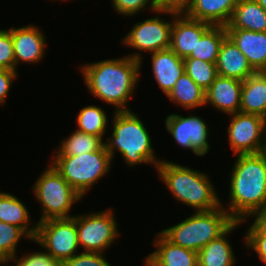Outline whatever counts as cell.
Returning <instances> with one entry per match:
<instances>
[{
  "label": "cell",
  "mask_w": 266,
  "mask_h": 266,
  "mask_svg": "<svg viewBox=\"0 0 266 266\" xmlns=\"http://www.w3.org/2000/svg\"><path fill=\"white\" fill-rule=\"evenodd\" d=\"M114 9L123 16H135L146 7L150 11L155 12L158 10V0H111Z\"/></svg>",
  "instance_id": "31"
},
{
  "label": "cell",
  "mask_w": 266,
  "mask_h": 266,
  "mask_svg": "<svg viewBox=\"0 0 266 266\" xmlns=\"http://www.w3.org/2000/svg\"><path fill=\"white\" fill-rule=\"evenodd\" d=\"M18 76L17 71L9 69H0V104L4 105L6 97L11 89L12 82Z\"/></svg>",
  "instance_id": "37"
},
{
  "label": "cell",
  "mask_w": 266,
  "mask_h": 266,
  "mask_svg": "<svg viewBox=\"0 0 266 266\" xmlns=\"http://www.w3.org/2000/svg\"><path fill=\"white\" fill-rule=\"evenodd\" d=\"M158 15L136 23L127 35L122 39V44L138 50V53L128 55L129 57L140 61L142 64V53H154L159 50L170 48L171 28L173 20L170 22L161 19L159 15L171 14L170 11L156 10ZM140 51V52H139Z\"/></svg>",
  "instance_id": "10"
},
{
  "label": "cell",
  "mask_w": 266,
  "mask_h": 266,
  "mask_svg": "<svg viewBox=\"0 0 266 266\" xmlns=\"http://www.w3.org/2000/svg\"><path fill=\"white\" fill-rule=\"evenodd\" d=\"M166 96L170 101L187 110L205 106V90L198 86L186 72L179 77Z\"/></svg>",
  "instance_id": "25"
},
{
  "label": "cell",
  "mask_w": 266,
  "mask_h": 266,
  "mask_svg": "<svg viewBox=\"0 0 266 266\" xmlns=\"http://www.w3.org/2000/svg\"><path fill=\"white\" fill-rule=\"evenodd\" d=\"M240 112L266 119V71H258L243 81Z\"/></svg>",
  "instance_id": "21"
},
{
  "label": "cell",
  "mask_w": 266,
  "mask_h": 266,
  "mask_svg": "<svg viewBox=\"0 0 266 266\" xmlns=\"http://www.w3.org/2000/svg\"><path fill=\"white\" fill-rule=\"evenodd\" d=\"M183 61L187 75L205 91L218 76L215 63L196 58H184Z\"/></svg>",
  "instance_id": "30"
},
{
  "label": "cell",
  "mask_w": 266,
  "mask_h": 266,
  "mask_svg": "<svg viewBox=\"0 0 266 266\" xmlns=\"http://www.w3.org/2000/svg\"><path fill=\"white\" fill-rule=\"evenodd\" d=\"M112 210L76 215L78 243L83 252L103 254L118 238V224Z\"/></svg>",
  "instance_id": "9"
},
{
  "label": "cell",
  "mask_w": 266,
  "mask_h": 266,
  "mask_svg": "<svg viewBox=\"0 0 266 266\" xmlns=\"http://www.w3.org/2000/svg\"><path fill=\"white\" fill-rule=\"evenodd\" d=\"M242 85L240 80L218 75L205 91V105H212L228 116L240 112Z\"/></svg>",
  "instance_id": "15"
},
{
  "label": "cell",
  "mask_w": 266,
  "mask_h": 266,
  "mask_svg": "<svg viewBox=\"0 0 266 266\" xmlns=\"http://www.w3.org/2000/svg\"><path fill=\"white\" fill-rule=\"evenodd\" d=\"M193 2L194 0H159L158 8L176 14H185Z\"/></svg>",
  "instance_id": "36"
},
{
  "label": "cell",
  "mask_w": 266,
  "mask_h": 266,
  "mask_svg": "<svg viewBox=\"0 0 266 266\" xmlns=\"http://www.w3.org/2000/svg\"><path fill=\"white\" fill-rule=\"evenodd\" d=\"M141 63L129 56L80 66L87 89L94 97L115 106L114 111H129L128 102L139 81Z\"/></svg>",
  "instance_id": "1"
},
{
  "label": "cell",
  "mask_w": 266,
  "mask_h": 266,
  "mask_svg": "<svg viewBox=\"0 0 266 266\" xmlns=\"http://www.w3.org/2000/svg\"><path fill=\"white\" fill-rule=\"evenodd\" d=\"M15 56V71L19 63H38L46 49V37L35 25L10 28Z\"/></svg>",
  "instance_id": "14"
},
{
  "label": "cell",
  "mask_w": 266,
  "mask_h": 266,
  "mask_svg": "<svg viewBox=\"0 0 266 266\" xmlns=\"http://www.w3.org/2000/svg\"><path fill=\"white\" fill-rule=\"evenodd\" d=\"M173 25L171 28L170 49L180 58L189 57L195 51L197 41L212 26L188 17L186 14L171 12Z\"/></svg>",
  "instance_id": "13"
},
{
  "label": "cell",
  "mask_w": 266,
  "mask_h": 266,
  "mask_svg": "<svg viewBox=\"0 0 266 266\" xmlns=\"http://www.w3.org/2000/svg\"><path fill=\"white\" fill-rule=\"evenodd\" d=\"M78 131L87 133L89 135L98 136L103 140L105 131L107 129L108 118L103 110L96 105H89L80 110L77 115Z\"/></svg>",
  "instance_id": "28"
},
{
  "label": "cell",
  "mask_w": 266,
  "mask_h": 266,
  "mask_svg": "<svg viewBox=\"0 0 266 266\" xmlns=\"http://www.w3.org/2000/svg\"><path fill=\"white\" fill-rule=\"evenodd\" d=\"M156 169L175 199L196 209V212L221 206L222 202L206 173L166 160H162Z\"/></svg>",
  "instance_id": "4"
},
{
  "label": "cell",
  "mask_w": 266,
  "mask_h": 266,
  "mask_svg": "<svg viewBox=\"0 0 266 266\" xmlns=\"http://www.w3.org/2000/svg\"><path fill=\"white\" fill-rule=\"evenodd\" d=\"M237 3L238 0H194L185 14L212 26H226Z\"/></svg>",
  "instance_id": "20"
},
{
  "label": "cell",
  "mask_w": 266,
  "mask_h": 266,
  "mask_svg": "<svg viewBox=\"0 0 266 266\" xmlns=\"http://www.w3.org/2000/svg\"><path fill=\"white\" fill-rule=\"evenodd\" d=\"M244 243L246 247L255 251L259 260L266 264V235L264 234H245Z\"/></svg>",
  "instance_id": "35"
},
{
  "label": "cell",
  "mask_w": 266,
  "mask_h": 266,
  "mask_svg": "<svg viewBox=\"0 0 266 266\" xmlns=\"http://www.w3.org/2000/svg\"><path fill=\"white\" fill-rule=\"evenodd\" d=\"M242 224L235 222L219 238L211 240L198 251V266H234L236 257L227 236Z\"/></svg>",
  "instance_id": "23"
},
{
  "label": "cell",
  "mask_w": 266,
  "mask_h": 266,
  "mask_svg": "<svg viewBox=\"0 0 266 266\" xmlns=\"http://www.w3.org/2000/svg\"><path fill=\"white\" fill-rule=\"evenodd\" d=\"M14 266H61L60 263L55 262L49 255L44 251L42 252H31L22 255L21 258H16Z\"/></svg>",
  "instance_id": "34"
},
{
  "label": "cell",
  "mask_w": 266,
  "mask_h": 266,
  "mask_svg": "<svg viewBox=\"0 0 266 266\" xmlns=\"http://www.w3.org/2000/svg\"><path fill=\"white\" fill-rule=\"evenodd\" d=\"M236 221L224 205L210 211H195L190 217L161 233L172 243L198 253L211 240L219 238Z\"/></svg>",
  "instance_id": "5"
},
{
  "label": "cell",
  "mask_w": 266,
  "mask_h": 266,
  "mask_svg": "<svg viewBox=\"0 0 266 266\" xmlns=\"http://www.w3.org/2000/svg\"><path fill=\"white\" fill-rule=\"evenodd\" d=\"M103 145L100 137L75 130L68 138L61 140L54 156H77L97 151Z\"/></svg>",
  "instance_id": "27"
},
{
  "label": "cell",
  "mask_w": 266,
  "mask_h": 266,
  "mask_svg": "<svg viewBox=\"0 0 266 266\" xmlns=\"http://www.w3.org/2000/svg\"><path fill=\"white\" fill-rule=\"evenodd\" d=\"M225 29L266 32V10L256 0H238Z\"/></svg>",
  "instance_id": "22"
},
{
  "label": "cell",
  "mask_w": 266,
  "mask_h": 266,
  "mask_svg": "<svg viewBox=\"0 0 266 266\" xmlns=\"http://www.w3.org/2000/svg\"><path fill=\"white\" fill-rule=\"evenodd\" d=\"M235 156L225 210L236 222H245L254 212L266 208V151Z\"/></svg>",
  "instance_id": "2"
},
{
  "label": "cell",
  "mask_w": 266,
  "mask_h": 266,
  "mask_svg": "<svg viewBox=\"0 0 266 266\" xmlns=\"http://www.w3.org/2000/svg\"><path fill=\"white\" fill-rule=\"evenodd\" d=\"M101 253L80 252L64 261L61 266H111Z\"/></svg>",
  "instance_id": "33"
},
{
  "label": "cell",
  "mask_w": 266,
  "mask_h": 266,
  "mask_svg": "<svg viewBox=\"0 0 266 266\" xmlns=\"http://www.w3.org/2000/svg\"><path fill=\"white\" fill-rule=\"evenodd\" d=\"M227 37L225 26H211L197 41L195 51L189 57L215 63L223 40Z\"/></svg>",
  "instance_id": "26"
},
{
  "label": "cell",
  "mask_w": 266,
  "mask_h": 266,
  "mask_svg": "<svg viewBox=\"0 0 266 266\" xmlns=\"http://www.w3.org/2000/svg\"><path fill=\"white\" fill-rule=\"evenodd\" d=\"M151 63L154 78L166 96L185 72L184 61L169 48L152 53Z\"/></svg>",
  "instance_id": "19"
},
{
  "label": "cell",
  "mask_w": 266,
  "mask_h": 266,
  "mask_svg": "<svg viewBox=\"0 0 266 266\" xmlns=\"http://www.w3.org/2000/svg\"><path fill=\"white\" fill-rule=\"evenodd\" d=\"M165 127L179 146L190 149L197 156H205L210 148L208 142L209 129L201 117L179 114L166 116Z\"/></svg>",
  "instance_id": "12"
},
{
  "label": "cell",
  "mask_w": 266,
  "mask_h": 266,
  "mask_svg": "<svg viewBox=\"0 0 266 266\" xmlns=\"http://www.w3.org/2000/svg\"><path fill=\"white\" fill-rule=\"evenodd\" d=\"M266 10V0H256Z\"/></svg>",
  "instance_id": "39"
},
{
  "label": "cell",
  "mask_w": 266,
  "mask_h": 266,
  "mask_svg": "<svg viewBox=\"0 0 266 266\" xmlns=\"http://www.w3.org/2000/svg\"><path fill=\"white\" fill-rule=\"evenodd\" d=\"M30 213L23 202L15 195L0 193V221L21 228L30 238L34 239L36 235V224L31 226Z\"/></svg>",
  "instance_id": "24"
},
{
  "label": "cell",
  "mask_w": 266,
  "mask_h": 266,
  "mask_svg": "<svg viewBox=\"0 0 266 266\" xmlns=\"http://www.w3.org/2000/svg\"><path fill=\"white\" fill-rule=\"evenodd\" d=\"M51 164L80 195L85 196L109 171L113 160L105 145L99 150L77 156H52Z\"/></svg>",
  "instance_id": "6"
},
{
  "label": "cell",
  "mask_w": 266,
  "mask_h": 266,
  "mask_svg": "<svg viewBox=\"0 0 266 266\" xmlns=\"http://www.w3.org/2000/svg\"><path fill=\"white\" fill-rule=\"evenodd\" d=\"M32 190L42 208L37 222L73 217L69 215L72 205L83 198L51 163L36 180Z\"/></svg>",
  "instance_id": "7"
},
{
  "label": "cell",
  "mask_w": 266,
  "mask_h": 266,
  "mask_svg": "<svg viewBox=\"0 0 266 266\" xmlns=\"http://www.w3.org/2000/svg\"><path fill=\"white\" fill-rule=\"evenodd\" d=\"M226 32L256 72L266 71V32L245 29H226Z\"/></svg>",
  "instance_id": "17"
},
{
  "label": "cell",
  "mask_w": 266,
  "mask_h": 266,
  "mask_svg": "<svg viewBox=\"0 0 266 266\" xmlns=\"http://www.w3.org/2000/svg\"><path fill=\"white\" fill-rule=\"evenodd\" d=\"M112 124V135L104 142L111 159L116 149L128 166L143 163L157 167L162 160H157L150 134L138 114L131 110L114 111Z\"/></svg>",
  "instance_id": "3"
},
{
  "label": "cell",
  "mask_w": 266,
  "mask_h": 266,
  "mask_svg": "<svg viewBox=\"0 0 266 266\" xmlns=\"http://www.w3.org/2000/svg\"><path fill=\"white\" fill-rule=\"evenodd\" d=\"M31 238L19 227L0 221V262L15 261L17 245L22 238Z\"/></svg>",
  "instance_id": "29"
},
{
  "label": "cell",
  "mask_w": 266,
  "mask_h": 266,
  "mask_svg": "<svg viewBox=\"0 0 266 266\" xmlns=\"http://www.w3.org/2000/svg\"><path fill=\"white\" fill-rule=\"evenodd\" d=\"M36 226L33 241L44 248L45 253L55 262L62 264L79 252L76 216L48 219L37 222Z\"/></svg>",
  "instance_id": "8"
},
{
  "label": "cell",
  "mask_w": 266,
  "mask_h": 266,
  "mask_svg": "<svg viewBox=\"0 0 266 266\" xmlns=\"http://www.w3.org/2000/svg\"><path fill=\"white\" fill-rule=\"evenodd\" d=\"M227 127L234 154H257L266 151V119L249 113L230 114Z\"/></svg>",
  "instance_id": "11"
},
{
  "label": "cell",
  "mask_w": 266,
  "mask_h": 266,
  "mask_svg": "<svg viewBox=\"0 0 266 266\" xmlns=\"http://www.w3.org/2000/svg\"><path fill=\"white\" fill-rule=\"evenodd\" d=\"M255 216L252 225L247 229V234H264L266 235V208L254 212L251 217Z\"/></svg>",
  "instance_id": "38"
},
{
  "label": "cell",
  "mask_w": 266,
  "mask_h": 266,
  "mask_svg": "<svg viewBox=\"0 0 266 266\" xmlns=\"http://www.w3.org/2000/svg\"><path fill=\"white\" fill-rule=\"evenodd\" d=\"M1 264H2V265H1ZM0 265H1V266H7L6 264H4V263H1V262H0Z\"/></svg>",
  "instance_id": "40"
},
{
  "label": "cell",
  "mask_w": 266,
  "mask_h": 266,
  "mask_svg": "<svg viewBox=\"0 0 266 266\" xmlns=\"http://www.w3.org/2000/svg\"><path fill=\"white\" fill-rule=\"evenodd\" d=\"M0 69L15 70V56L10 28L0 29Z\"/></svg>",
  "instance_id": "32"
},
{
  "label": "cell",
  "mask_w": 266,
  "mask_h": 266,
  "mask_svg": "<svg viewBox=\"0 0 266 266\" xmlns=\"http://www.w3.org/2000/svg\"><path fill=\"white\" fill-rule=\"evenodd\" d=\"M215 65L218 75L242 82L256 72L228 36L223 40Z\"/></svg>",
  "instance_id": "18"
},
{
  "label": "cell",
  "mask_w": 266,
  "mask_h": 266,
  "mask_svg": "<svg viewBox=\"0 0 266 266\" xmlns=\"http://www.w3.org/2000/svg\"><path fill=\"white\" fill-rule=\"evenodd\" d=\"M156 237V250L144 258L146 266H198L197 252L170 242L161 232Z\"/></svg>",
  "instance_id": "16"
}]
</instances>
